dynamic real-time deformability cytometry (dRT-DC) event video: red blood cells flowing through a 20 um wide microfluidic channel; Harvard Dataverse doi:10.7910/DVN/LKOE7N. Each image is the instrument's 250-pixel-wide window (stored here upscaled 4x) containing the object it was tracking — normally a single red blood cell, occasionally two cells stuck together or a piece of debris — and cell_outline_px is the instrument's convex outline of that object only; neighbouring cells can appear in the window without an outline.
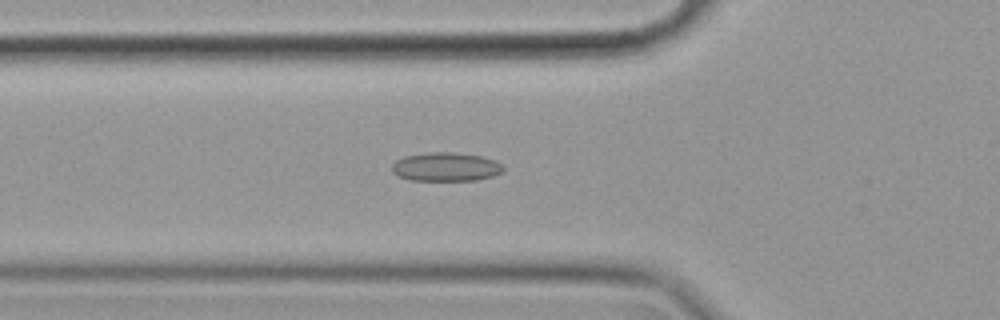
{"species": "common noctule bat (a hibernating species)", "species_latin": "Nyctalus noctula", "temperature_condition": "cold", "stored_images_in_passage": 42, "camera_frame_rate_fps": 3000, "um_per_image_px": 0.085, "animal": {"sex": "female", "body_mass_g": 19.9}, "frame": {"image": 1, "passage_image": 5, "time_ms": 1.333, "image_size_px": [1000, 320], "cell_outline_px": [[504, 172], [492, 176], [476, 180], [412, 180], [396, 176], [392, 172], [392, 164], [396, 160], [404, 156], [432, 152], [452, 152], [480, 156], [504, 164]], "centroid_in_image_um": [37.89, 14.19], "position_along_channel_um": 87.9, "area_um2": 18.67}}
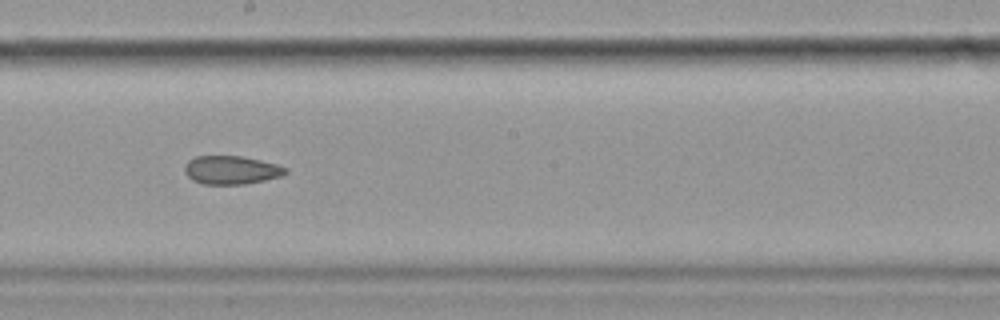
{"frame": {"image": 2, "passage_image": 17, "time_ms": 5.333, "image_size_px": [1000, 320], "cell_outline_px": [[288, 172], [280, 176], [264, 180], [244, 184], [204, 184], [192, 180], [184, 172], [184, 164], [188, 160], [196, 156], [240, 156], [260, 160], [276, 164], [288, 168]], "centroid_in_image_um": [19.63, 14.45], "position_along_channel_um": 228.6, "area_um2": 16.7}}
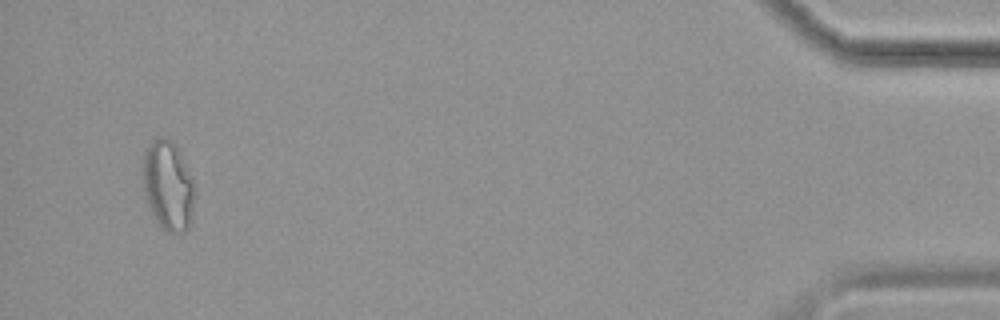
{"frame": {"image": 3, "passage_image": 40, "time_ms": 13.0, "image_size_px": [1000, 320], "cell_outline_px": [[196, 192], [188, 228], [184, 232], [168, 232], [160, 228], [144, 196], [140, 172], [140, 168], [144, 152], [160, 136], [168, 140], [180, 152], [192, 180]], "centroid_in_image_um": [14.24, 15.81], "position_along_channel_um": 421.0, "area_um2": 27.05}, "authors_computed_cell_mechanics": {"area_um2": 17.9469, "velocity_mm_per_s": 3.5161, "shape_relaxation_time_tau1_ms": null, "shape_relaxation_time_tau2_ms": 5.2243, "deformation_change_tau1": null, "deformation_change_tau2": 0.1171}}